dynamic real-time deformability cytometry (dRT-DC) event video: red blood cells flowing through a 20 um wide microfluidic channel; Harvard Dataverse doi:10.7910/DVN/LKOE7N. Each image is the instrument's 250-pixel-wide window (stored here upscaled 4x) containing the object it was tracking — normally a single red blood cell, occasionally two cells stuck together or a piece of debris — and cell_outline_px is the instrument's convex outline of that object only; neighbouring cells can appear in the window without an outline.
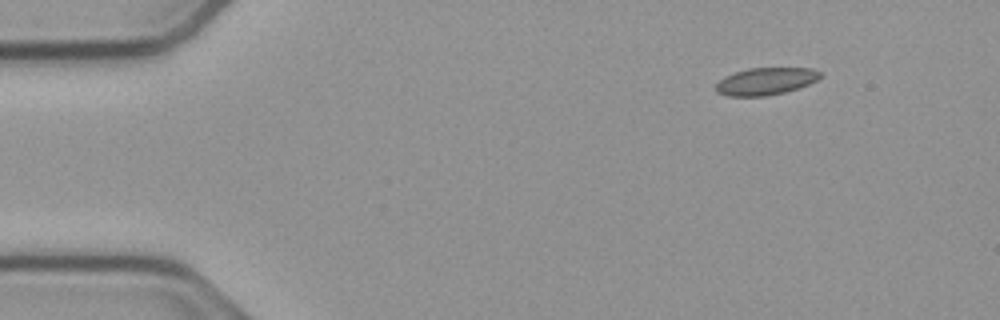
{"species": "common noctule bat (a hibernating species)", "species_latin": "Nyctalus noctula", "temperature_condition": "cold", "stored_images_in_passage": 49, "camera_frame_rate_fps": 3000, "um_per_image_px": 0.085, "animal": {"sex": "male", "body_mass_g": 23.1, "forearm_length_mm": 52.7}, "frame": {"image": 1, "passage_image": 1, "time_ms": 0.0, "image_size_px": [1000, 320], "cell_outline_px": [[820, 76], [816, 80], [808, 84], [784, 92], [764, 96], [728, 96], [716, 92], [716, 84], [724, 76], [748, 68], [812, 68], [820, 72]], "centroid_in_image_um": [65.05, 6.9], "position_along_channel_um": 20.0, "area_um2": 16.36}}
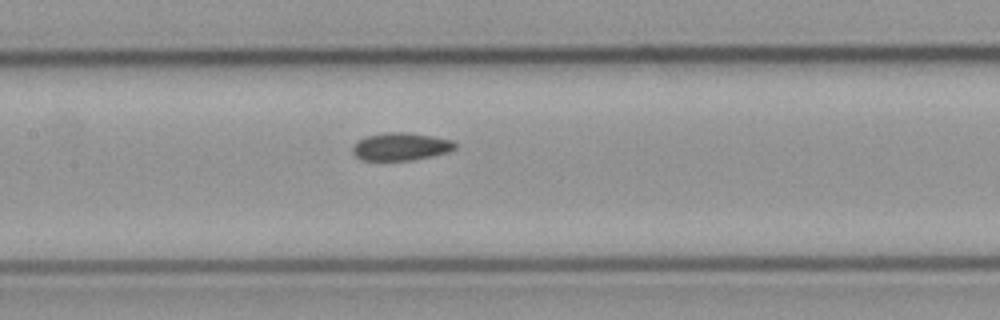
{"frame": {"image": 2, "passage_image": 20, "time_ms": 6.333, "image_size_px": [1000, 320], "cell_outline_px": [[456, 148], [448, 152], [432, 156], [412, 160], [360, 160], [352, 152], [352, 148], [360, 140], [368, 136], [384, 132], [408, 132], [432, 136], [452, 140], [456, 144]], "centroid_in_image_um": [34.09, 12.46], "position_along_channel_um": 173.3, "area_um2": 16.47}}
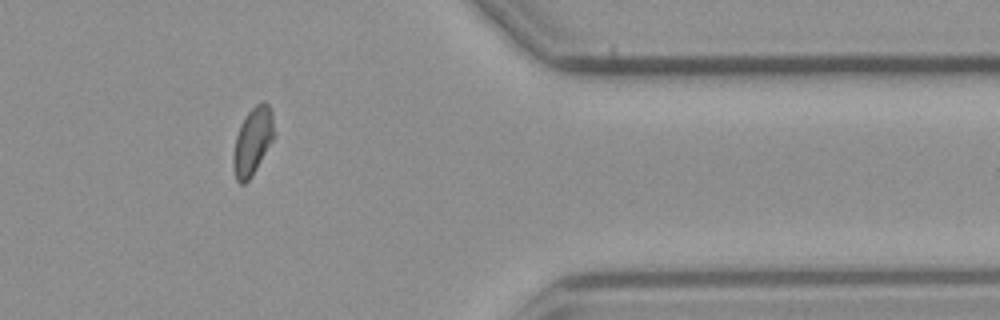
{"frame": {"image": 3, "passage_image": 39, "time_ms": 12.667, "image_size_px": [1000, 320], "cell_outline_px": [[276, 136], [252, 176], [244, 184], [240, 184], [236, 180], [232, 168], [232, 156], [236, 136], [240, 124], [244, 116], [260, 100], [264, 100], [268, 104], [272, 112], [276, 132]], "centroid_in_image_um": [21.49, 11.99], "position_along_channel_um": 389.9, "area_um2": 16.65}, "authors_computed_cell_mechanics": {"area_um2": 16.473, "velocity_mm_per_s": 3.7875, "shape_relaxation_time_tau1_ms": null, "shape_relaxation_time_tau2_ms": 2.5532, "deformation_change_tau1": null, "deformation_change_tau2": 0.0679}}